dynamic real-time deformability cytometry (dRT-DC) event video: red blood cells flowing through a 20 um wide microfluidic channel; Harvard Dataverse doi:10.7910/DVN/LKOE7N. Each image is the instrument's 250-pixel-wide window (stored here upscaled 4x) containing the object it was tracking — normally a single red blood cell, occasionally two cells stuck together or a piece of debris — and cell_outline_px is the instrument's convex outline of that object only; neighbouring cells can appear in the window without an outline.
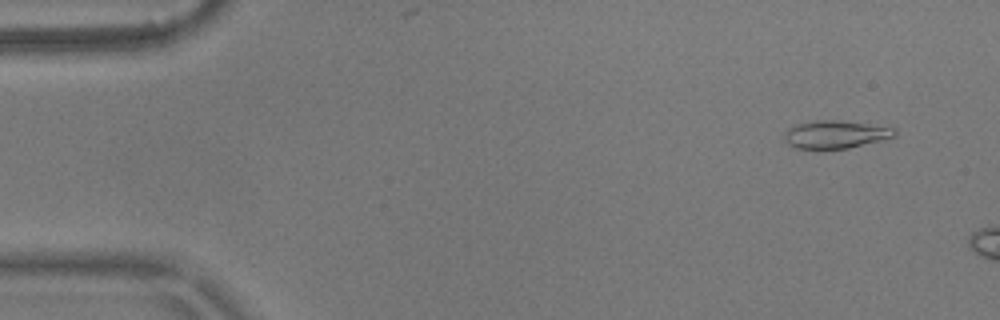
{"species": "common noctule bat (a hibernating species)", "species_latin": "Nyctalus noctula", "temperature_condition": "warm", "stored_images_in_passage": 9, "camera_frame_rate_fps": 3000, "um_per_image_px": 0.085, "animal": {"sex": "male", "body_mass_g": 17.9}, "frame": {"image": 1, "passage_image": 1, "time_ms": 0.0, "image_size_px": [1000, 320], "cell_outline_px": [[896, 136], [848, 148], [796, 148], [788, 144], [784, 140], [784, 132], [788, 128], [796, 124], [816, 120], [840, 120], [896, 128]], "centroid_in_image_um": [70.99, 11.41], "position_along_channel_um": 14.0, "area_um2": 17.74}}
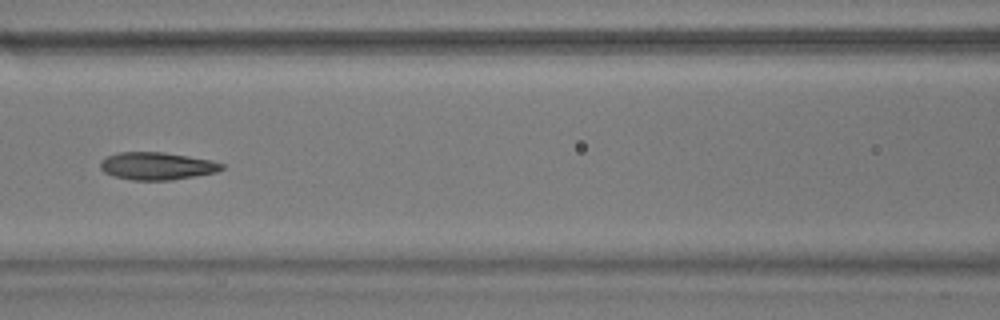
{"frame": {"image": 2, "passage_image": 7, "time_ms": 2.0, "image_size_px": [1000, 320], "cell_outline_px": [[224, 168], [216, 172], [172, 180], [132, 180], [112, 176], [104, 172], [100, 168], [100, 160], [108, 156], [120, 152], [164, 152], [212, 160], [224, 164]], "centroid_in_image_um": [13.33, 14.11], "position_along_channel_um": 153.3, "area_um2": 19.54}}
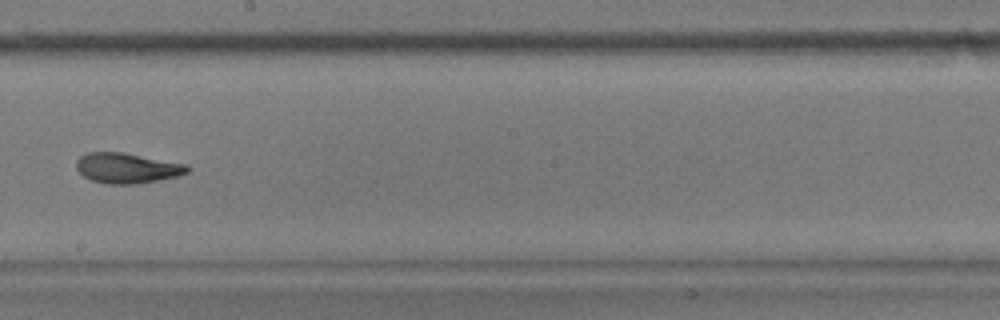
{"frame": {"image": 3, "passage_image": 9, "time_ms": 2.667, "image_size_px": [1000, 320], "cell_outline_px": [[192, 168], [188, 172], [180, 176], [136, 184], [108, 184], [92, 180], [84, 176], [76, 168], [76, 160], [80, 156], [88, 152], [124, 152], [188, 164]], "centroid_in_image_um": [10.85, 14.28], "position_along_channel_um": 237.4, "area_um2": 19.83}}